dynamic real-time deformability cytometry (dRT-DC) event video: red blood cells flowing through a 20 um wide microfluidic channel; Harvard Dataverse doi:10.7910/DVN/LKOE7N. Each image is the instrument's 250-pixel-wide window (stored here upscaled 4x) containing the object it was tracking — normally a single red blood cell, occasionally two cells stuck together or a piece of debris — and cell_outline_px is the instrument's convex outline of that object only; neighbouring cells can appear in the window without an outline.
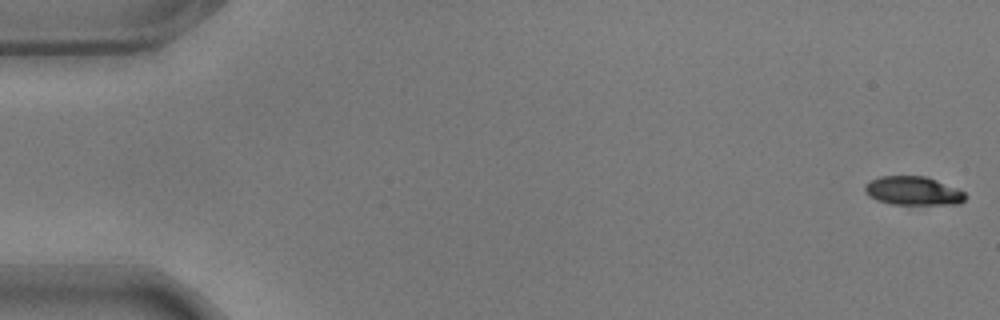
{"species": "common noctule bat (a hibernating species)", "species_latin": "Nyctalus noctula", "temperature_condition": "warm", "stored_images_in_passage": 18, "camera_frame_rate_fps": 3000, "um_per_image_px": 0.085, "animal": {"sex": "male", "body_mass_g": 17.9}, "frame": {"image": 1, "passage_image": 1, "time_ms": 0.0, "image_size_px": [1000, 320], "cell_outline_px": [[964, 200], [960, 204], [892, 204], [876, 200], [868, 196], [864, 192], [864, 184], [880, 176], [928, 176], [956, 188], [964, 192]], "centroid_in_image_um": [77.57, 16.22], "position_along_channel_um": 7.4, "area_um2": 16.82}}
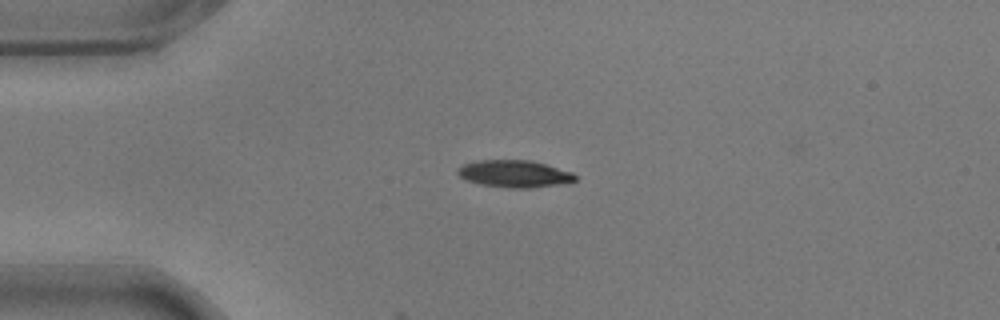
{"frame": {"image": 2, "passage_image": 14, "time_ms": 4.333, "image_size_px": [1000, 320], "cell_outline_px": [[576, 180], [560, 184], [528, 188], [512, 188], [480, 184], [468, 180], [460, 176], [456, 172], [456, 168], [464, 164], [476, 160], [532, 160], [572, 172], [576, 176]], "centroid_in_image_um": [43.7, 14.76], "position_along_channel_um": 41.3, "area_um2": 18.5}}